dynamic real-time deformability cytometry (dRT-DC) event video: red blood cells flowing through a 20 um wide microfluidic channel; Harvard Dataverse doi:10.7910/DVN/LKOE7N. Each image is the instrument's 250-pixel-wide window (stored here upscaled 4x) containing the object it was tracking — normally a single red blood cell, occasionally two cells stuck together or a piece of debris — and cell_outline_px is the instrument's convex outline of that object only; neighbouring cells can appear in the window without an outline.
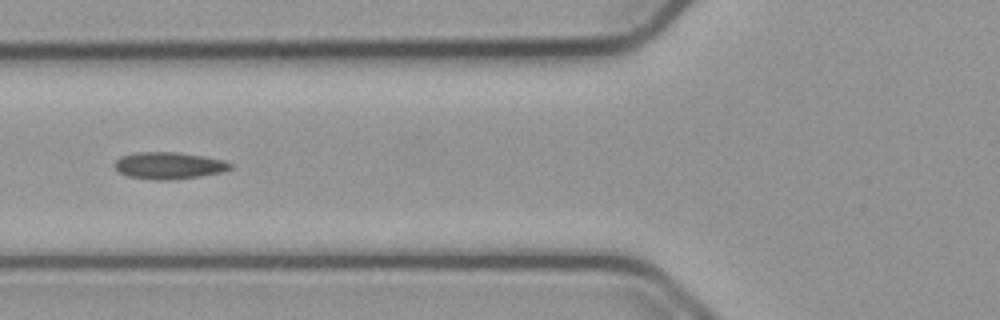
{"species": "common noctule bat (a hibernating species)", "species_latin": "Nyctalus noctula", "temperature_condition": "cold", "stored_images_in_passage": 11, "camera_frame_rate_fps": 3000, "um_per_image_px": 0.085, "animal": {"sex": "male", "body_mass_g": 23.1, "forearm_length_mm": 52.7}, "frame": {"image": 1, "passage_image": 7, "time_ms": 2.0, "image_size_px": [1000, 320], "cell_outline_px": [[232, 168], [224, 172], [200, 176], [172, 180], [156, 180], [128, 176], [116, 172], [112, 164], [120, 156], [136, 152], [180, 152], [204, 156], [224, 160], [232, 164]], "centroid_in_image_um": [14.33, 14.07], "position_along_channel_um": 111.5, "area_um2": 18.5}}